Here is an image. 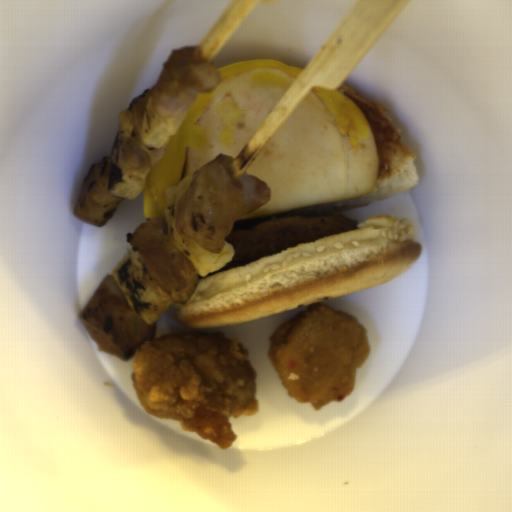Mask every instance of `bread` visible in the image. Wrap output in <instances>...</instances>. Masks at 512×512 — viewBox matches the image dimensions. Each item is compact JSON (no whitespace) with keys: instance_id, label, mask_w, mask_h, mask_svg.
Returning a JSON list of instances; mask_svg holds the SVG:
<instances>
[{"instance_id":"1","label":"bread","mask_w":512,"mask_h":512,"mask_svg":"<svg viewBox=\"0 0 512 512\" xmlns=\"http://www.w3.org/2000/svg\"><path fill=\"white\" fill-rule=\"evenodd\" d=\"M412 221L385 215L357 230L286 248L242 267L198 278L174 318L193 329L232 325L383 284L422 251Z\"/></svg>"},{"instance_id":"2","label":"bread","mask_w":512,"mask_h":512,"mask_svg":"<svg viewBox=\"0 0 512 512\" xmlns=\"http://www.w3.org/2000/svg\"><path fill=\"white\" fill-rule=\"evenodd\" d=\"M335 91L341 92L357 106L372 132L378 157V171L373 191L369 195L358 198L319 203L234 221L232 229H247L273 219L289 216L325 215L365 207L374 201L408 192L418 185L420 179L415 163L417 156L402 143L403 131L393 124L386 107L357 93L347 85H343Z\"/></svg>"}]
</instances>
